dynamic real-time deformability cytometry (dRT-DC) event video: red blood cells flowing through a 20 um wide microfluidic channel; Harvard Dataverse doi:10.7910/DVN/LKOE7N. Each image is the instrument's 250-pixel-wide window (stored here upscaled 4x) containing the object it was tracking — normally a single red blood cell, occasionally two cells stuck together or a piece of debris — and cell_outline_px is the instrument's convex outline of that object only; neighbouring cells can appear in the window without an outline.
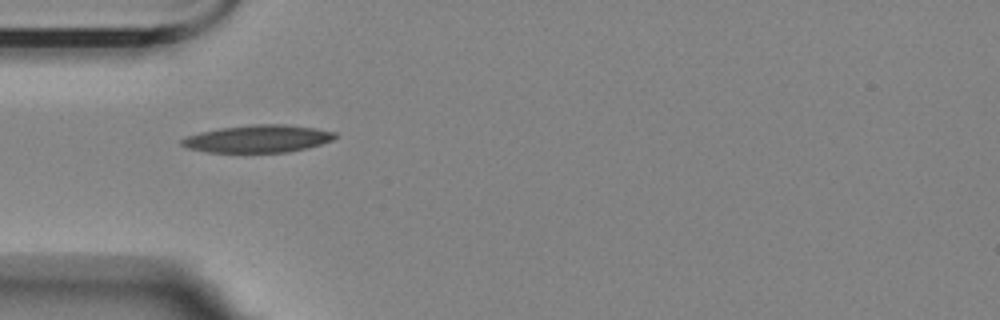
{"species": "Egyptian fruit bat (a non-hibernating species)", "species_latin": "Rousettus aegyptiacus", "temperature_condition": "room temperature", "stored_images_in_passage": 2, "camera_frame_rate_fps": 3000, "um_per_image_px": 0.085, "animal": {"sex": "female"}, "frame": {"image": 1, "passage_image": 1, "time_ms": 0.0, "image_size_px": [1000, 320], "cell_outline_px": [[336, 136], [332, 140], [320, 144], [288, 152], [208, 152], [188, 148], [180, 144], [180, 140], [188, 136], [200, 132], [220, 128], [252, 124], [284, 124], [316, 128], [336, 132]], "centroid_in_image_um": [21.92, 11.78], "position_along_channel_um": 63.1, "area_um2": 24.39}}
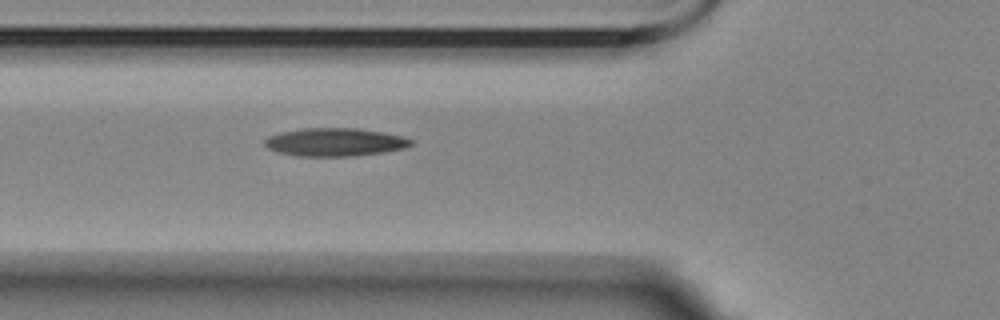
{"frame": {"image": 2, "passage_image": 2, "time_ms": 1.0, "image_size_px": [1000, 320], "cell_outline_px": [[412, 144], [404, 148], [384, 152], [352, 156], [296, 156], [280, 152], [268, 148], [264, 144], [264, 140], [268, 136], [280, 132], [300, 128], [356, 128], [404, 136], [412, 140]], "centroid_in_image_um": [28.44, 12.07], "position_along_channel_um": 97.4, "area_um2": 23.93}}